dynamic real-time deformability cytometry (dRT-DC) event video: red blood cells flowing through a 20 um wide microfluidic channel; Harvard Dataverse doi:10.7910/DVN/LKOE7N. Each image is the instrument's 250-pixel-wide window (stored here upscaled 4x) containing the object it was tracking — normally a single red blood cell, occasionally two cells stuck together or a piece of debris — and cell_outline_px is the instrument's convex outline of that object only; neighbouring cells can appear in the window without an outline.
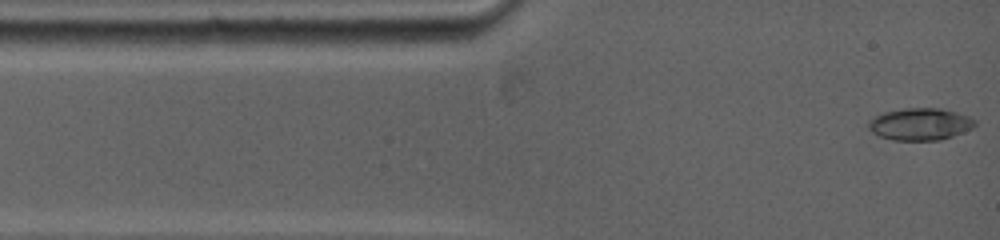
{"species": "common noctule bat (a hibernating species)", "species_latin": "Nyctalus noctula", "temperature_condition": "warm", "stored_images_in_passage": 66, "camera_frame_rate_fps": 5000, "um_per_image_px": 0.085, "animal": {"sex": "female", "body_mass_g": 19.0, "forearm_length_mm": 53.3}, "frame": {"image": 1, "passage_image": 1, "time_ms": 0.0, "image_size_px": [1000, 240], "cell_outline_px": [[976, 124], [972, 128], [936, 140], [896, 140], [880, 136], [868, 128], [868, 120], [884, 112], [904, 108], [940, 108], [956, 112], [968, 116], [976, 120]], "centroid_in_image_um": [78.19, 10.53], "position_along_channel_um": 6.8, "area_um2": 19.54}}
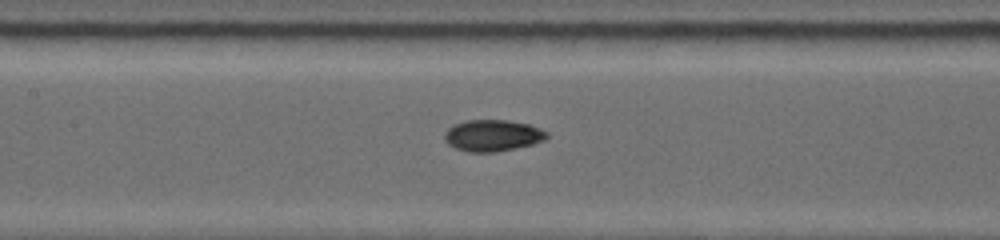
{"frame": {"image": 2, "passage_image": 25, "time_ms": 5.2, "image_size_px": [1000, 240], "cell_outline_px": [[548, 136], [544, 140], [532, 144], [496, 152], [468, 152], [456, 148], [448, 144], [444, 140], [444, 132], [452, 124], [464, 120], [508, 120], [528, 124], [540, 128], [548, 132]], "centroid_in_image_um": [41.84, 11.51], "position_along_channel_um": 165.6, "area_um2": 18.9}}
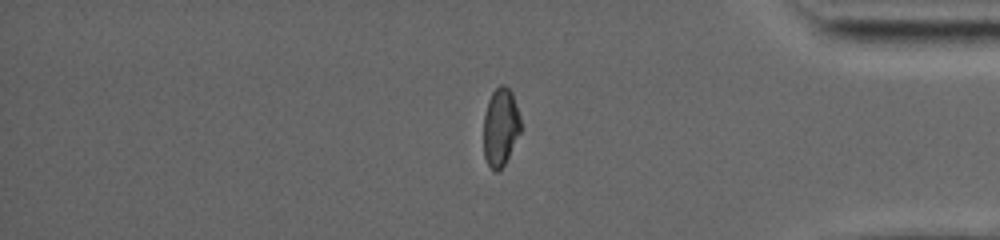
{"frame": {"image": 3, "passage_image": 48, "time_ms": 11.6, "image_size_px": [1000, 240], "cell_outline_px": [[520, 132], [504, 164], [496, 172], [488, 164], [484, 156], [484, 116], [488, 100], [492, 92], [500, 84], [504, 84], [512, 92], [520, 116]], "centroid_in_image_um": [42.54, 10.76], "position_along_channel_um": 392.7, "area_um2": 16.65}, "authors_computed_cell_mechanics": {"area_um2": 18.3226, "velocity_mm_per_s": 3.9307, "shape_relaxation_time_tau1_ms": 8.9333, "shape_relaxation_time_tau2_ms": 1.2408, "deformation_change_tau1": 0.3182, "deformation_change_tau2": 0.0329}}